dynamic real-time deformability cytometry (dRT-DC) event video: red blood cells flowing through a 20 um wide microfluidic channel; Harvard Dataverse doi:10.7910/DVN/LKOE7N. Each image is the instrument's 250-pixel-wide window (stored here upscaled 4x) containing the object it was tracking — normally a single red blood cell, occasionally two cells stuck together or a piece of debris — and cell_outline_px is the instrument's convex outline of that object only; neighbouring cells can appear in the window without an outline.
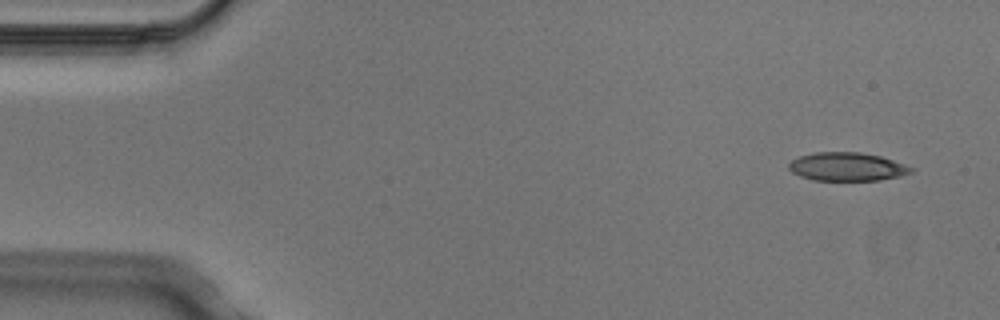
{"species": "Egyptian fruit bat (a non-hibernating species)", "species_latin": "Rousettus aegyptiacus", "temperature_condition": "cold", "stored_images_in_passage": 4, "camera_frame_rate_fps": 3000, "um_per_image_px": 0.085, "animal": {"sex": "male"}, "frame": {"image": 1, "passage_image": 1, "time_ms": 0.0, "image_size_px": [1000, 320], "cell_outline_px": [[916, 168], [912, 172], [900, 176], [880, 180], [812, 180], [800, 176], [792, 172], [788, 168], [788, 164], [792, 160], [800, 156], [816, 152], [860, 152], [880, 156]], "centroid_in_image_um": [72.0, 14.17], "position_along_channel_um": 13.0, "area_um2": 20.23}}
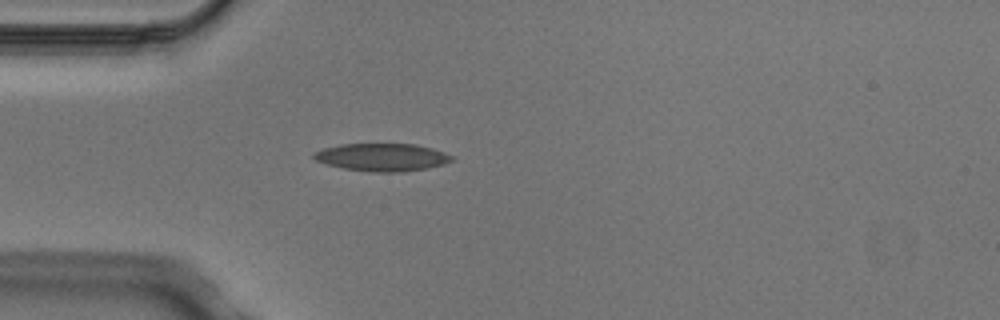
{"frame": {"image": 2, "passage_image": 4, "time_ms": 1.0, "image_size_px": [1000, 320], "cell_outline_px": [[452, 160], [444, 164], [428, 168], [400, 172], [372, 172], [344, 168], [328, 164], [316, 160], [312, 156], [316, 152], [324, 148], [340, 144], [416, 144], [432, 148], [444, 152], [452, 156]], "centroid_in_image_um": [32.5, 13.36], "position_along_channel_um": 52.5, "area_um2": 22.08}}